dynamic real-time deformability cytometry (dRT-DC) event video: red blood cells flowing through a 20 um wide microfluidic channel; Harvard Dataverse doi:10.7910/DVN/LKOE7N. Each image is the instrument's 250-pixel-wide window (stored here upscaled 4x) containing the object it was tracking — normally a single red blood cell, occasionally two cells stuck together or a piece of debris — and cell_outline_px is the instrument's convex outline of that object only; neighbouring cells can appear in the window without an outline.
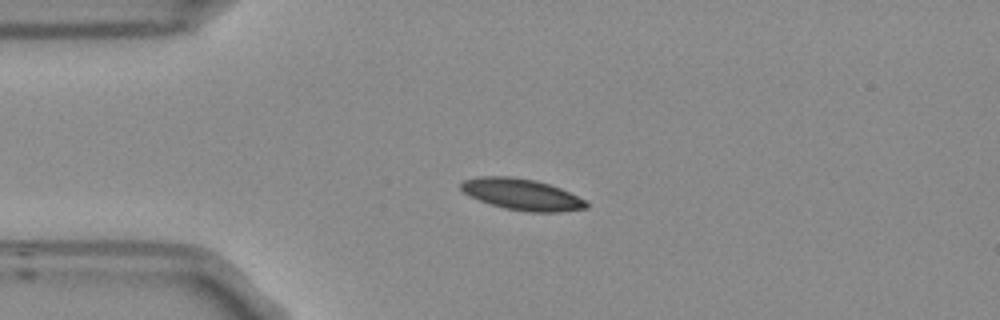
{"species": "Egyptian fruit bat (a non-hibernating species)", "species_latin": "Rousettus aegyptiacus", "temperature_condition": "room temperature", "stored_images_in_passage": 3, "camera_frame_rate_fps": 3000, "um_per_image_px": 0.085, "frame": {"image": 1, "passage_image": 2, "time_ms": 0.333, "image_size_px": [1000, 320], "cell_outline_px": [[588, 208], [560, 212], [528, 212], [504, 208], [480, 200], [464, 192], [460, 188], [460, 184], [464, 180], [480, 176], [508, 176], [536, 180], [560, 188], [584, 200], [588, 204]], "centroid_in_image_um": [44.36, 16.52], "position_along_channel_um": 40.6, "area_um2": 22.6}}